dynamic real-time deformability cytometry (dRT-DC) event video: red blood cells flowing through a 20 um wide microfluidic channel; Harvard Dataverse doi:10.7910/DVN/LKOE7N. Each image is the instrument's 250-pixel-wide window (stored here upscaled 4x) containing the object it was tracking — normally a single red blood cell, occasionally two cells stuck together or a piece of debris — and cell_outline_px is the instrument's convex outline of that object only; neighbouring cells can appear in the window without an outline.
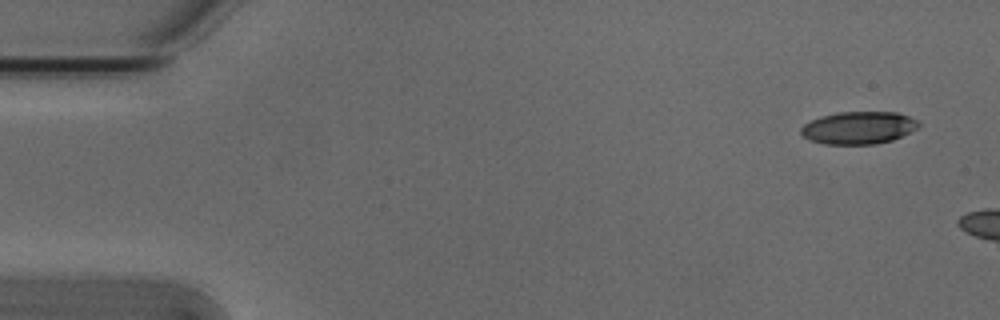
{"species": "Egyptian fruit bat (a non-hibernating species)", "species_latin": "Rousettus aegyptiacus", "temperature_condition": "cold", "stored_images_in_passage": 2, "camera_frame_rate_fps": 3000, "um_per_image_px": 0.085, "animal": {"sex": "male"}, "frame": {"image": 1, "passage_image": 1, "time_ms": 0.0, "image_size_px": [1000, 320], "cell_outline_px": [[920, 124], [916, 128], [892, 140], [876, 144], [824, 144], [812, 140], [804, 136], [800, 132], [800, 128], [804, 124], [820, 116], [836, 112], [896, 112], [908, 116], [916, 120]], "centroid_in_image_um": [72.95, 10.85], "position_along_channel_um": 12.1, "area_um2": 22.08}}